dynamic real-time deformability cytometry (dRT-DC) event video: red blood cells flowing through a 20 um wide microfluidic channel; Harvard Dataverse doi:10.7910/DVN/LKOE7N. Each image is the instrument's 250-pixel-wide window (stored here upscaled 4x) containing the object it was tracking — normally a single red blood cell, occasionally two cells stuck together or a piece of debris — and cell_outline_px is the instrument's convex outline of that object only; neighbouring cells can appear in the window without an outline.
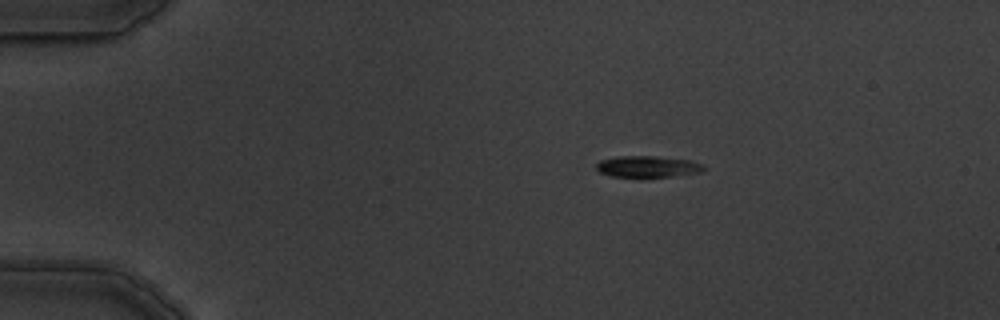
{"species": "common noctule bat (a hibernating species)", "species_latin": "Nyctalus noctula", "temperature_condition": "warm", "stored_images_in_passage": 3, "camera_frame_rate_fps": 3000, "um_per_image_px": 0.085, "animal": {"sex": "male", "body_mass_g": 19.5, "forearm_length_mm": 54.6}, "frame": {"image": 1, "passage_image": 1, "time_ms": 0.0, "image_size_px": [1000, 320], "cell_outline_px": [[708, 168], [704, 172], [668, 176], [612, 176], [600, 172], [596, 168], [596, 164], [600, 160], [616, 156], [656, 156], [688, 160], [704, 164]], "centroid_in_image_um": [55.1, 14.14], "position_along_channel_um": 29.9, "area_um2": 13.29}}